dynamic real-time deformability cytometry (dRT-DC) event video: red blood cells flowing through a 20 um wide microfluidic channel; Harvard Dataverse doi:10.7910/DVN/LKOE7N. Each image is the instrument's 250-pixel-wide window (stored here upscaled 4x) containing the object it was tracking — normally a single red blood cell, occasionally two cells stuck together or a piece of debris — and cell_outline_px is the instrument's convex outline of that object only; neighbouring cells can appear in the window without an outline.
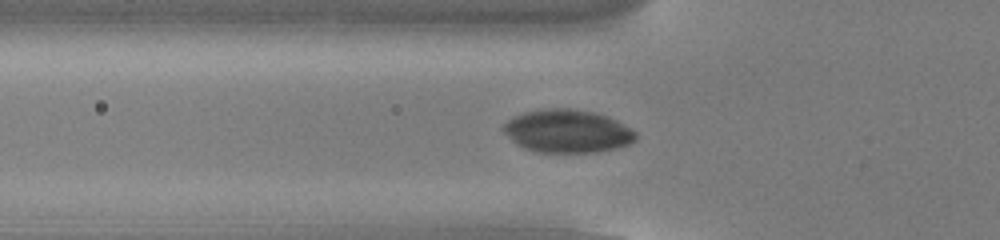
{"species": "common noctule bat (a hibernating species)", "species_latin": "Nyctalus noctula", "temperature_condition": "cold", "stored_images_in_passage": 54, "camera_frame_rate_fps": 3000, "um_per_image_px": 0.085, "animal": {"sex": "male", "body_mass_g": 13.0, "forearm_length_mm": 53.1}, "frame": {"image": 1, "passage_image": 19, "time_ms": 6.0, "image_size_px": [1000, 240], "cell_outline_px": [[636, 140], [628, 144], [616, 148], [596, 152], [532, 152], [516, 144], [504, 132], [504, 124], [508, 120], [524, 112], [548, 108], [568, 108], [592, 112], [608, 116], [632, 128], [636, 132]], "centroid_in_image_um": [48.24, 11.15], "position_along_channel_um": 77.6, "area_um2": 33.12}}
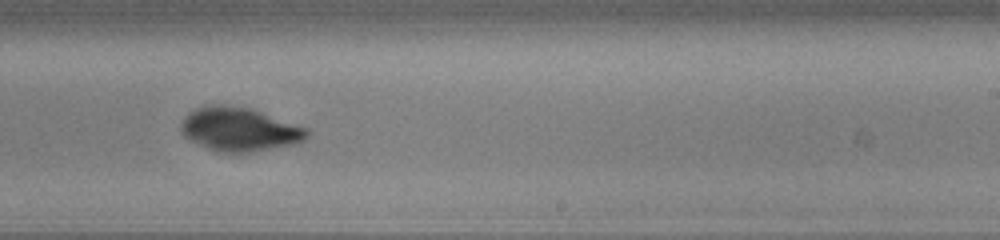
{"frame": {"image": 2, "passage_image": 34, "time_ms": 11.0, "image_size_px": [1000, 240], "cell_outline_px": [[308, 136], [304, 140], [296, 144], [248, 152], [216, 152], [184, 136], [180, 128], [180, 124], [184, 116], [188, 112], [196, 108], [208, 104], [220, 104], [252, 108], [308, 128]], "centroid_in_image_um": [20.35, 10.97], "position_along_channel_um": 268.7, "area_um2": 32.19}}
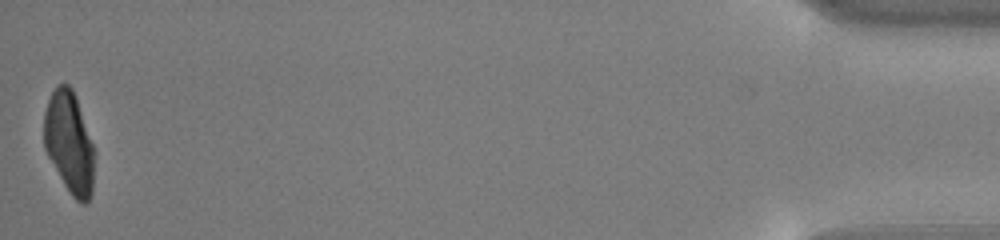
{"frame": {"image": 3, "passage_image": 54, "time_ms": 17.667, "image_size_px": [1000, 240], "cell_outline_px": [[92, 192], [88, 200], [84, 204], [76, 200], [72, 196], [64, 184], [48, 156], [44, 148], [44, 112], [48, 100], [52, 92], [60, 84], [68, 84], [72, 88], [76, 96], [92, 144]], "centroid_in_image_um": [5.85, 12.1], "position_along_channel_um": 429.3, "area_um2": 29.13}}